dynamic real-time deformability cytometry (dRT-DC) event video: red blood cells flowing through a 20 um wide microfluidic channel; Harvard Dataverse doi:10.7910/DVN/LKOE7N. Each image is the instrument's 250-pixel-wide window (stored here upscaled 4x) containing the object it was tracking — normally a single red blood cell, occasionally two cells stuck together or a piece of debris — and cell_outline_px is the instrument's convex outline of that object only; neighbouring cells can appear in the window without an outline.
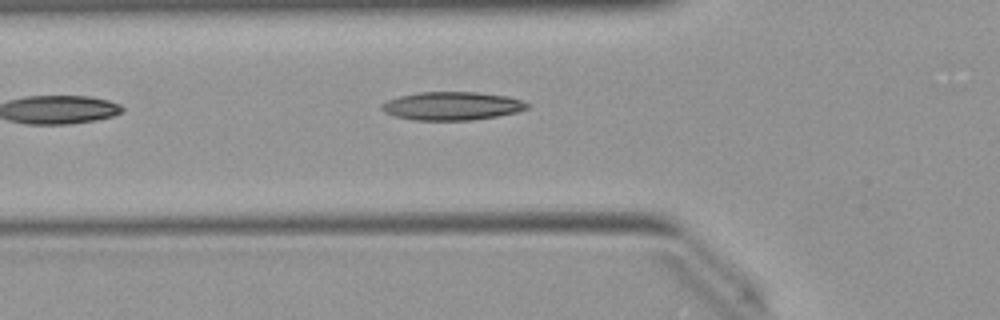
{"species": "Egyptian fruit bat (a non-hibernating species)", "species_latin": "Rousettus aegyptiacus", "temperature_condition": "warm", "stored_images_in_passage": 9, "camera_frame_rate_fps": 3000, "um_per_image_px": 0.085, "animal": {"sex": "female"}, "frame": {"image": 1, "passage_image": 4, "time_ms": 1.0, "image_size_px": [1000, 320], "cell_outline_px": [[532, 104], [528, 108], [516, 112], [496, 116], [472, 120], [412, 120], [396, 116], [384, 112], [380, 108], [380, 104], [388, 100], [400, 96], [420, 92], [476, 92], [508, 96], [524, 100]], "centroid_in_image_um": [38.45, 9.0], "position_along_channel_um": 87.4, "area_um2": 24.1}}
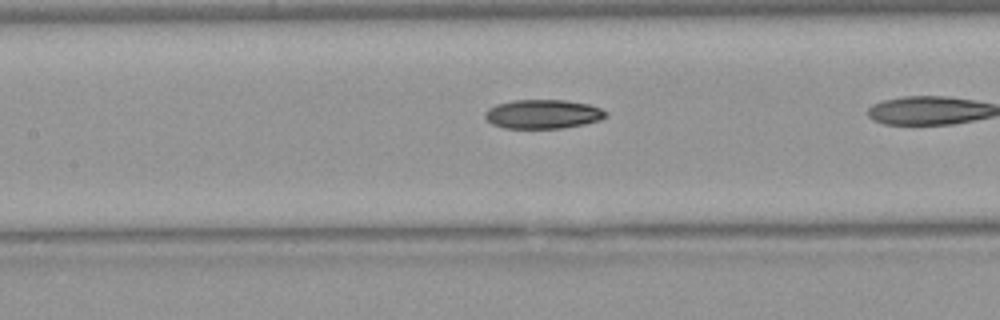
{"frame": {"image": 2, "passage_image": 7, "time_ms": 2.0, "image_size_px": [1000, 320], "cell_outline_px": [[608, 116], [600, 120], [584, 124], [564, 128], [504, 128], [492, 124], [484, 116], [484, 112], [488, 108], [496, 104], [512, 100], [564, 100], [588, 104], [600, 108], [608, 112]], "centroid_in_image_um": [46.15, 9.7], "position_along_channel_um": 161.3, "area_um2": 20.58}}